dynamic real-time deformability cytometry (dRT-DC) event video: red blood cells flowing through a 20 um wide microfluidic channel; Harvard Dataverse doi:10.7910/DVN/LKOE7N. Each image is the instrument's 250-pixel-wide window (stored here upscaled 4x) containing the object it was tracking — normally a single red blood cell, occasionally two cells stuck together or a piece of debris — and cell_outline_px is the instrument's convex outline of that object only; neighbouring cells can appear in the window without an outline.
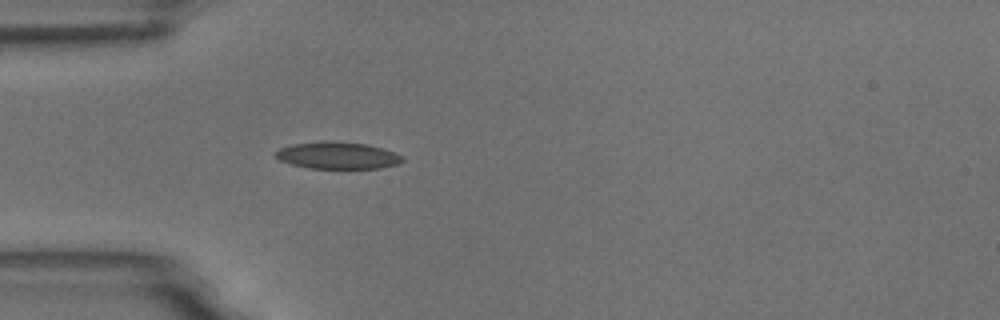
{"species": "common noctule bat (a hibernating species)", "species_latin": "Nyctalus noctula", "temperature_condition": "room temperature", "stored_images_in_passage": 4, "camera_frame_rate_fps": 3000, "um_per_image_px": 0.085, "animal": {"sex": "male", "body_mass_g": 18.8}, "frame": {"image": 1, "passage_image": 4, "time_ms": 3.333, "image_size_px": [1000, 320], "cell_outline_px": [[404, 160], [396, 164], [380, 168], [308, 168], [292, 164], [280, 160], [276, 156], [276, 152], [280, 148], [292, 144], [332, 140], [368, 144], [404, 156]], "centroid_in_image_um": [28.7, 13.2], "position_along_channel_um": 56.3, "area_um2": 19.77}}